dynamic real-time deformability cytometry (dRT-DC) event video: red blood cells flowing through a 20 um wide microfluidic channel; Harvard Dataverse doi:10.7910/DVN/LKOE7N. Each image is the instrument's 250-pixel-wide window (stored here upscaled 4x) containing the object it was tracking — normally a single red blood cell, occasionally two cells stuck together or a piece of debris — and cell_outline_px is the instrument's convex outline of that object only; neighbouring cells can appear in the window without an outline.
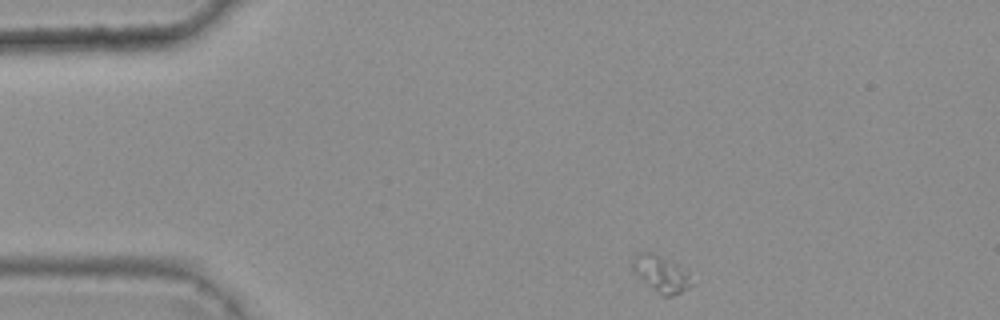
{"species": "common noctule bat (a hibernating species)", "species_latin": "Nyctalus noctula", "temperature_condition": "warm", "stored_images_in_passage": 2, "camera_frame_rate_fps": 3000, "um_per_image_px": 0.085, "animal": {"sex": "female", "body_mass_g": 25.1}, "frame": {"image": 1, "passage_image": 1, "time_ms": 0.0, "image_size_px": [1000, 320], "cell_outline_px": [[692, 284], [688, 288], [672, 296], [664, 296], [636, 276], [632, 268], [632, 256], [636, 252], [652, 252], [676, 264], [688, 272]], "centroid_in_image_um": [56.14, 23.25], "position_along_channel_um": 28.9, "area_um2": 12.37}}